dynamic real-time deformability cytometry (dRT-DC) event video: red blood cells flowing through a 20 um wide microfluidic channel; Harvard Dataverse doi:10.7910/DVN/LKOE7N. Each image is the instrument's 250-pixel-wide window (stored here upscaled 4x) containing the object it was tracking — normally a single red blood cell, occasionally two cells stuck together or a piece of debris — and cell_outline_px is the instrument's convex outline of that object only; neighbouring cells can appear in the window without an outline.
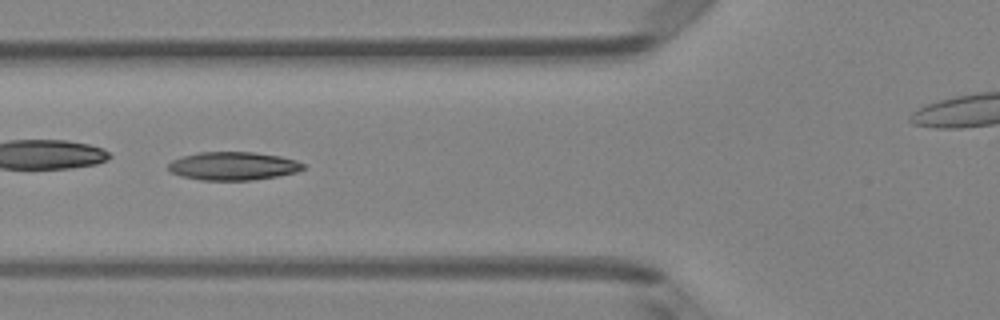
{"species": "Egyptian fruit bat (a non-hibernating species)", "species_latin": "Rousettus aegyptiacus", "temperature_condition": "room temperature", "stored_images_in_passage": 44, "camera_frame_rate_fps": 3000, "um_per_image_px": 0.085, "animal": {"sex": "female"}, "frame": {"image": 1, "passage_image": 19, "time_ms": 6.0, "image_size_px": [1000, 320], "cell_outline_px": [[304, 168], [296, 172], [276, 176], [252, 180], [200, 180], [180, 176], [172, 172], [168, 168], [168, 164], [172, 160], [184, 156], [200, 152], [252, 152], [280, 156], [296, 160], [304, 164]], "centroid_in_image_um": [19.81, 14.11], "position_along_channel_um": 106.0, "area_um2": 22.08}}